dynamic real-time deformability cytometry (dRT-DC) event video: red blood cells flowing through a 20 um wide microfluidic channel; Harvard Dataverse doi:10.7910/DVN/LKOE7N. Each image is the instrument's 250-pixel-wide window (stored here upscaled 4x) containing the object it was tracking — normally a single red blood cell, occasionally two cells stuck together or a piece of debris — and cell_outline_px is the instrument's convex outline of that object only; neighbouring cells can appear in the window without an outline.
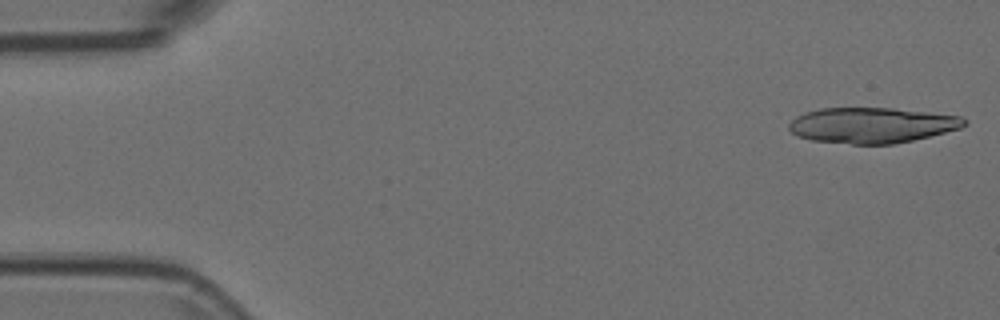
{"species": "Egyptian fruit bat (a non-hibernating species)", "species_latin": "Rousettus aegyptiacus", "temperature_condition": "room temperature", "stored_images_in_passage": 16, "camera_frame_rate_fps": 3000, "um_per_image_px": 0.085, "animal": {"sex": "female"}, "frame": {"image": 1, "passage_image": 1, "time_ms": 0.0, "image_size_px": [1000, 320], "cell_outline_px": [[968, 124], [960, 128], [912, 140], [892, 144], [852, 144], [812, 140], [796, 136], [788, 128], [788, 124], [796, 116], [804, 112], [820, 108], [892, 108], [960, 116], [968, 120]], "centroid_in_image_um": [74.08, 10.64], "position_along_channel_um": 10.9, "area_um2": 36.24}}